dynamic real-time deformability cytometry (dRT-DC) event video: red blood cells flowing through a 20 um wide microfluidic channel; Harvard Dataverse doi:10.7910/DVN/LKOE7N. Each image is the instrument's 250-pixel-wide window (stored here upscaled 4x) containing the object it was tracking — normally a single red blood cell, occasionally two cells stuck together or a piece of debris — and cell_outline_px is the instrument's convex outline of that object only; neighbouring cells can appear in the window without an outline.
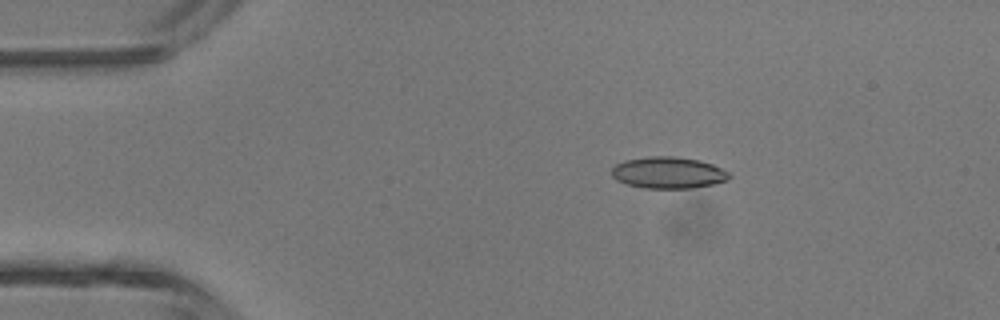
{"species": "common noctule bat (a hibernating species)", "species_latin": "Nyctalus noctula", "temperature_condition": "room temperature", "stored_images_in_passage": 3, "camera_frame_rate_fps": 3000, "um_per_image_px": 0.085, "animal": {"sex": "male", "body_mass_g": 13.3}, "frame": {"image": 1, "passage_image": 1, "time_ms": 0.0, "image_size_px": [1000, 320], "cell_outline_px": [[732, 176], [728, 180], [712, 184], [692, 188], [644, 188], [628, 184], [616, 180], [612, 176], [612, 168], [616, 164], [624, 160], [648, 156], [672, 156], [700, 160], [712, 164], [728, 172]], "centroid_in_image_um": [56.79, 14.67], "position_along_channel_um": 28.2, "area_um2": 21.62}}
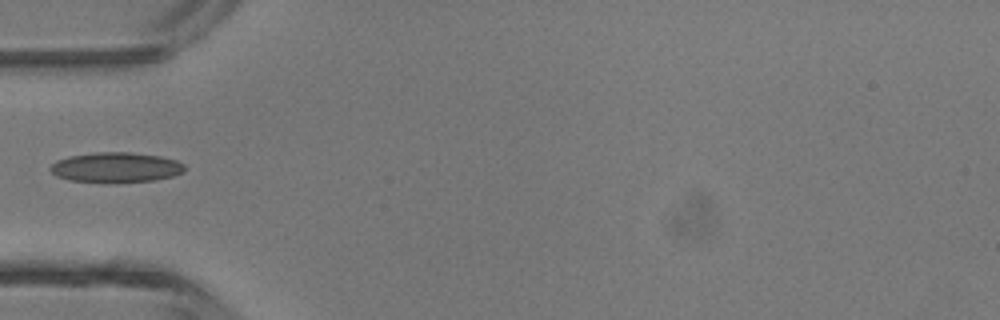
{"frame": {"image": 2, "passage_image": 3, "time_ms": 2.333, "image_size_px": [1000, 320], "cell_outline_px": [[184, 172], [172, 176], [156, 180], [116, 184], [68, 180], [56, 176], [48, 168], [56, 160], [68, 156], [96, 152], [128, 152], [160, 156], [176, 160], [184, 164]], "centroid_in_image_um": [9.83, 14.25], "position_along_channel_um": 75.2, "area_um2": 24.04}}